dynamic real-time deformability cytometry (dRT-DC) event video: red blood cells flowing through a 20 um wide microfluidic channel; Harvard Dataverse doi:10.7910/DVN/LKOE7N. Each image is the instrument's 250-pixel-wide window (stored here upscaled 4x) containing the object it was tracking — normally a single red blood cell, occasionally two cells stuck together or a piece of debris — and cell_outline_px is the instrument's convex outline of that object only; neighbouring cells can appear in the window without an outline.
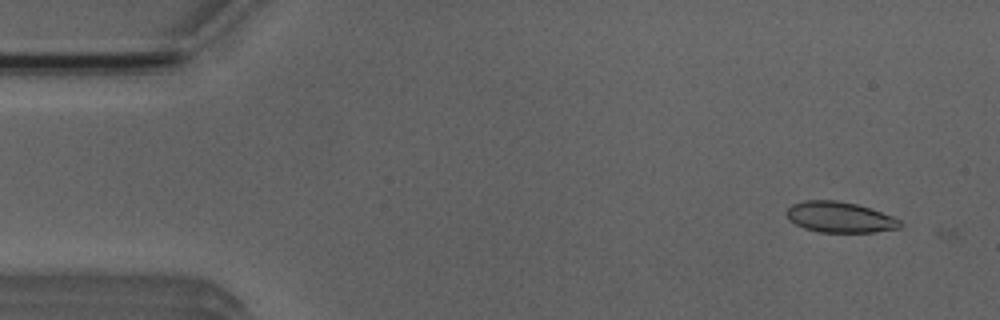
{"species": "Egyptian fruit bat (a non-hibernating species)", "species_latin": "Rousettus aegyptiacus", "temperature_condition": "room temperature", "stored_images_in_passage": 3, "camera_frame_rate_fps": 3000, "um_per_image_px": 0.085, "animal": {"sex": "male"}, "frame": {"image": 1, "passage_image": 1, "time_ms": 0.0, "image_size_px": [1000, 320], "cell_outline_px": [[904, 224], [900, 228], [876, 232], [820, 232], [804, 228], [788, 220], [784, 212], [792, 204], [804, 200], [836, 200], [856, 204], [892, 216], [900, 220]], "centroid_in_image_um": [71.36, 18.46], "position_along_channel_um": 13.6, "area_um2": 20.4}}